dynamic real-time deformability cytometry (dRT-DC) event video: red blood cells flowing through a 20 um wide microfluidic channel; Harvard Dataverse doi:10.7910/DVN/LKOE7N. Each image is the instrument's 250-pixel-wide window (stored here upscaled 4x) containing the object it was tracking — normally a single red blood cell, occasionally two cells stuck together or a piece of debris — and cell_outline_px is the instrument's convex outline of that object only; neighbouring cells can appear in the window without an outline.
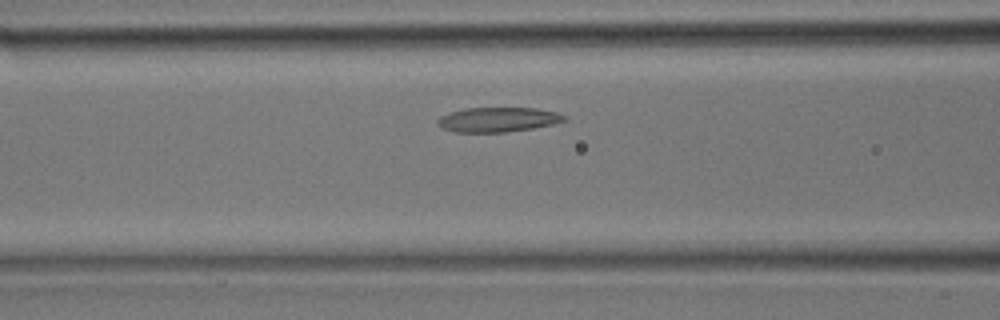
{"species": "common noctule bat (a hibernating species)", "species_latin": "Nyctalus noctula", "temperature_condition": "room temperature", "stored_images_in_passage": 7, "camera_frame_rate_fps": 3000, "um_per_image_px": 0.085, "animal": {"sex": "male", "body_mass_g": 17.9}, "frame": {"image": 1, "passage_image": 6, "time_ms": 1.667, "image_size_px": [1000, 320], "cell_outline_px": [[568, 120], [552, 124], [532, 128], [508, 132], [456, 132], [444, 128], [436, 124], [436, 120], [440, 116], [448, 112], [464, 108], [536, 108], [560, 112], [568, 116]], "centroid_in_image_um": [42.35, 10.15], "position_along_channel_um": 124.2, "area_um2": 18.44}}